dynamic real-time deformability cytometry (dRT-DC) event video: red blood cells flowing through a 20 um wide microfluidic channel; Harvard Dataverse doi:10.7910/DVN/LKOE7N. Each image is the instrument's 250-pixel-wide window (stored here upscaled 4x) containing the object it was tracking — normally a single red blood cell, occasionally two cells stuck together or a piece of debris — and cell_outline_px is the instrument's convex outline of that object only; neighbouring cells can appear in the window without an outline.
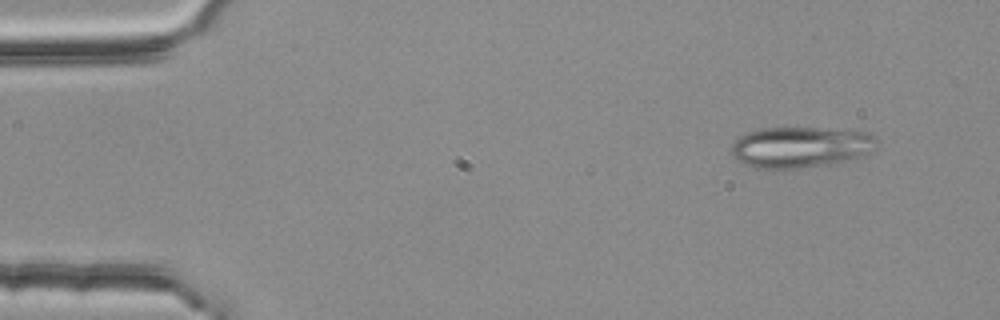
{"species": "common noctule bat (a hibernating species)", "species_latin": "Nyctalus noctula", "temperature_condition": "room temperature", "stored_images_in_passage": 4, "camera_frame_rate_fps": 3000, "um_per_image_px": 0.085, "animal": {"sex": "female", "body_mass_g": 25.1}, "frame": {"image": 1, "passage_image": 1, "time_ms": 0.0, "image_size_px": [1000, 320], "cell_outline_px": [[876, 144], [872, 152], [844, 160], [800, 168], [756, 168], [744, 164], [736, 160], [732, 156], [732, 144], [740, 136], [748, 132], [764, 128], [816, 128], [868, 132], [876, 136]], "centroid_in_image_um": [68.01, 12.49], "position_along_channel_um": 17.0, "area_um2": 34.16}}